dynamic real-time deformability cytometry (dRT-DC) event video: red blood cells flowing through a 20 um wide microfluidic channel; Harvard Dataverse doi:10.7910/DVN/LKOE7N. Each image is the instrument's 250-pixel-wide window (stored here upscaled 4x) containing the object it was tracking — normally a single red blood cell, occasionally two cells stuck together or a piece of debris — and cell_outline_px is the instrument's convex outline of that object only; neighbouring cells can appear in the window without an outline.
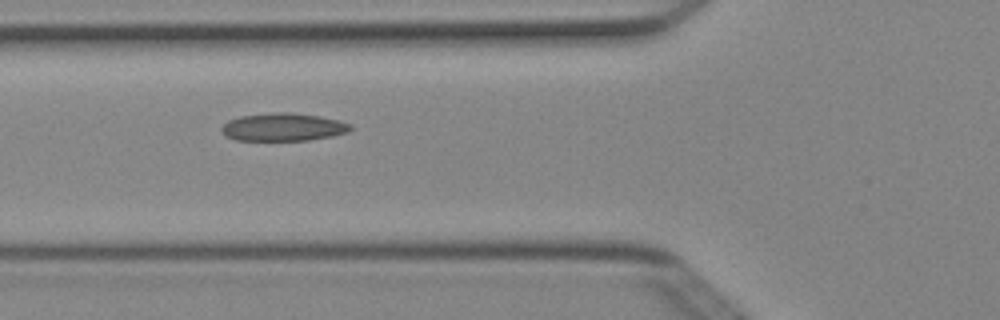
{"species": "Egyptian fruit bat (a non-hibernating species)", "species_latin": "Rousettus aegyptiacus", "temperature_condition": "cold", "stored_images_in_passage": 5, "camera_frame_rate_fps": 3000, "um_per_image_px": 0.085, "animal": {"sex": "female"}, "frame": {"image": 1, "passage_image": 4, "time_ms": 1.0, "image_size_px": [1000, 320], "cell_outline_px": [[352, 128], [348, 132], [332, 136], [308, 140], [236, 140], [224, 136], [220, 128], [228, 120], [240, 116], [272, 112], [288, 112], [320, 116], [340, 120], [352, 124]], "centroid_in_image_um": [24.07, 10.79], "position_along_channel_um": 101.7, "area_um2": 21.1}}
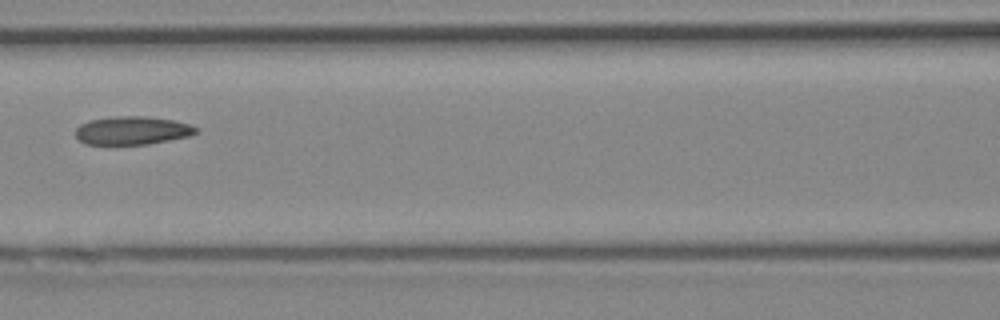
{"frame": {"image": 2, "passage_image": 5, "time_ms": 1.333, "image_size_px": [1000, 320], "cell_outline_px": [[200, 128], [196, 132], [188, 136], [148, 144], [84, 144], [76, 136], [76, 128], [80, 124], [92, 120], [116, 116], [144, 116], [172, 120], [192, 124]], "centroid_in_image_um": [11.26, 11.09], "position_along_channel_um": 155.3, "area_um2": 19.71}}